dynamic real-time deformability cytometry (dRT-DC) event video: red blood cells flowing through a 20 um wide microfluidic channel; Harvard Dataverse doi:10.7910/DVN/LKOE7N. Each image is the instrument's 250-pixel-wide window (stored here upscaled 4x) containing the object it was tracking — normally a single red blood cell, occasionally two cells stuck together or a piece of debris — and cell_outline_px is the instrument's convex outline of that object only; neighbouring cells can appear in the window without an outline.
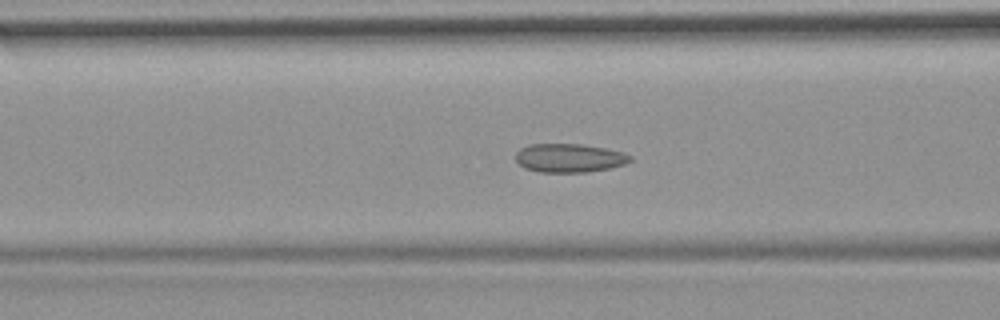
{"species": "common noctule bat (a hibernating species)", "species_latin": "Nyctalus noctula", "temperature_condition": "room temperature", "stored_images_in_passage": 54, "camera_frame_rate_fps": 3000, "um_per_image_px": 0.085, "animal": {"sex": "female", "body_mass_g": 19.9}, "frame": {"image": 1, "passage_image": 21, "time_ms": 6.667, "image_size_px": [1000, 320], "cell_outline_px": [[632, 160], [624, 164], [608, 168], [588, 172], [540, 172], [524, 168], [516, 160], [516, 152], [520, 148], [528, 144], [580, 144], [604, 148], [624, 152], [632, 156]], "centroid_in_image_um": [48.38, 13.42], "position_along_channel_um": 118.2, "area_um2": 19.13}}
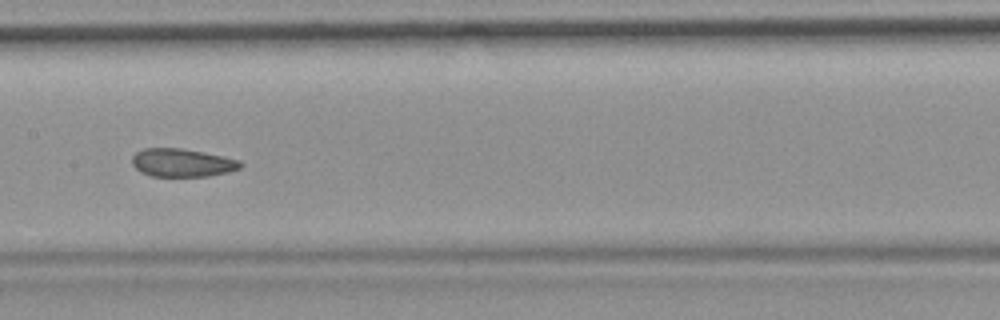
{"frame": {"image": 2, "passage_image": 27, "time_ms": 8.667, "image_size_px": [1000, 320], "cell_outline_px": [[244, 164], [240, 168], [228, 172], [208, 176], [152, 176], [140, 172], [132, 164], [132, 156], [136, 152], [144, 148], [180, 148], [224, 156], [240, 160]], "centroid_in_image_um": [15.49, 13.83], "position_along_channel_um": 191.9, "area_um2": 17.8}}
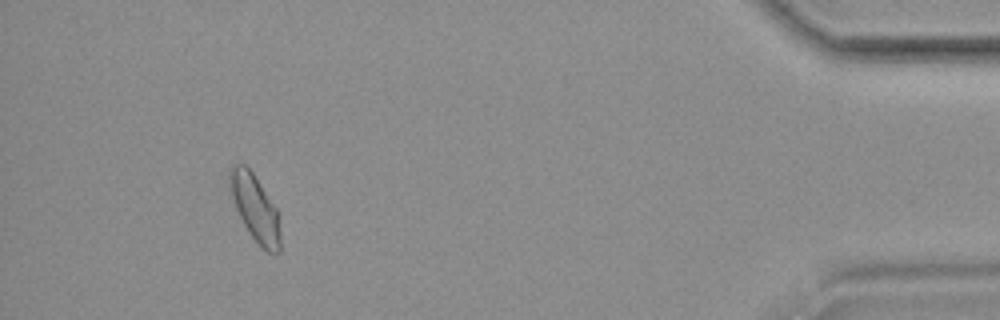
{"frame": {"image": 3, "passage_image": 50, "time_ms": 16.333, "image_size_px": [1000, 320], "cell_outline_px": [[280, 252], [268, 252], [260, 248], [248, 232], [236, 208], [232, 196], [228, 176], [228, 168], [232, 164], [244, 164], [252, 172], [276, 208], [280, 236]], "centroid_in_image_um": [21.66, 17.68], "position_along_channel_um": 413.5, "area_um2": 19.31}, "authors_computed_cell_mechanics": {"area_um2": 19.1029, "velocity_mm_per_s": 3.6898, "shape_relaxation_time_tau1_ms": null, "shape_relaxation_time_tau2_ms": 0.6657, "deformation_change_tau1": null, "deformation_change_tau2": 0.0445}}